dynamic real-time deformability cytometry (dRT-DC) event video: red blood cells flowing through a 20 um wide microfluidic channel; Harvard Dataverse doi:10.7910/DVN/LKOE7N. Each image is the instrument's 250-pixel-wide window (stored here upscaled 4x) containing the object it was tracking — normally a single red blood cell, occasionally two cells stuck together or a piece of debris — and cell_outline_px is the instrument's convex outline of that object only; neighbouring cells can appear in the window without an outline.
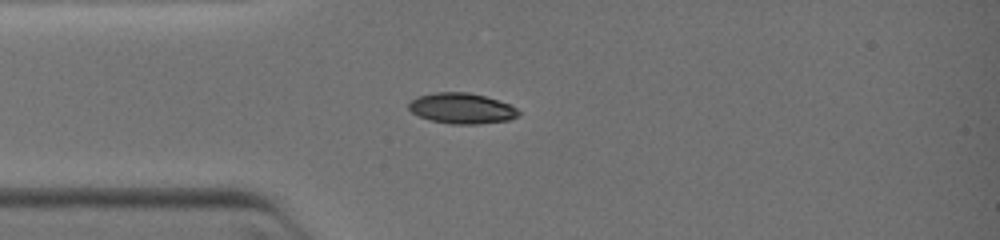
{"species": "common noctule bat (a hibernating species)", "species_latin": "Nyctalus noctula", "temperature_condition": "warm", "stored_images_in_passage": 4, "camera_frame_rate_fps": 3000, "um_per_image_px": 0.085, "animal": {"sex": "female", "body_mass_g": 19.0, "forearm_length_mm": 51.5}, "frame": {"image": 1, "passage_image": 1, "time_ms": 0.0, "image_size_px": [1000, 240], "cell_outline_px": [[520, 116], [508, 120], [480, 124], [452, 124], [432, 120], [420, 116], [412, 112], [408, 108], [408, 104], [412, 100], [420, 96], [436, 92], [468, 92], [484, 96], [508, 104], [516, 108], [520, 112]], "centroid_in_image_um": [39.27, 9.21], "position_along_channel_um": 45.7, "area_um2": 19.36}}